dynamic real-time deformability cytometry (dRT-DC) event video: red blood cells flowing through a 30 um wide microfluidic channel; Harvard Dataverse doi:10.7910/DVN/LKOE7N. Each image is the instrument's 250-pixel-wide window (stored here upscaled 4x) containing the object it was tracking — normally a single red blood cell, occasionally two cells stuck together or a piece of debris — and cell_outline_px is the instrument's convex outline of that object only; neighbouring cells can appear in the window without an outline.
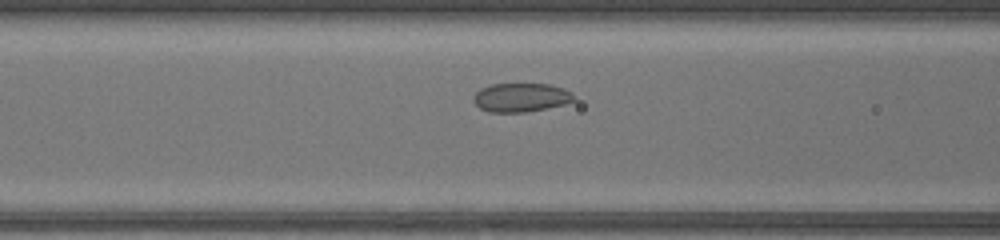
{"species": "common noctule bat (a hibernating species)", "species_latin": "Nyctalus noctula", "temperature_condition": "warm", "stored_images_in_passage": 29, "camera_frame_rate_fps": 3000, "um_per_image_px": 0.085, "animal": {"sex": "female", "body_mass_g": 17.0, "forearm_length_mm": 48.0}, "frame": {"image": 1, "passage_image": 6, "time_ms": 1.667, "image_size_px": [1000, 240], "cell_outline_px": [[576, 100], [564, 104], [524, 112], [488, 112], [480, 108], [472, 100], [472, 96], [480, 88], [492, 84], [548, 84], [564, 88], [572, 92]], "centroid_in_image_um": [44.26, 8.28], "position_along_channel_um": 122.3, "area_um2": 16.88}}
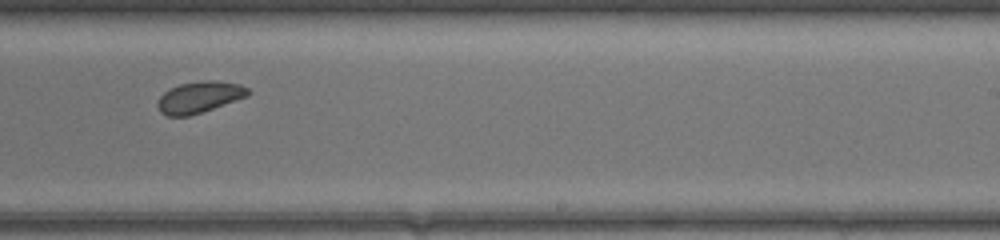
{"frame": {"image": 2, "passage_image": 16, "time_ms": 5.0, "image_size_px": [1000, 240], "cell_outline_px": [[252, 92], [248, 96], [188, 116], [168, 116], [160, 112], [156, 104], [160, 96], [164, 92], [180, 84], [204, 80], [216, 80], [240, 84], [248, 88]], "centroid_in_image_um": [16.95, 8.24], "position_along_channel_um": 272.0, "area_um2": 16.42}}
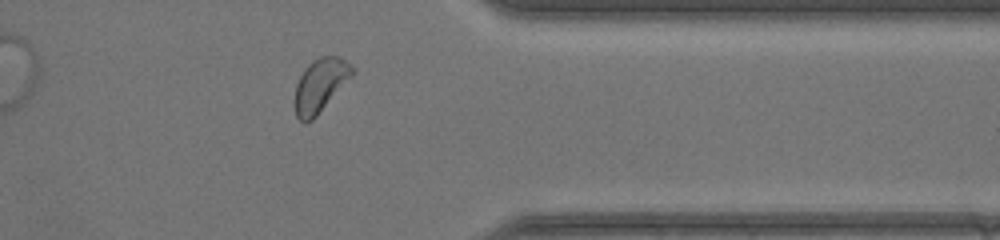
{"frame": {"image": 3, "passage_image": 24, "time_ms": 7.667, "image_size_px": [1000, 240], "cell_outline_px": [[356, 72], [316, 116], [312, 120], [304, 124], [296, 116], [292, 104], [296, 84], [300, 76], [308, 64], [312, 60], [320, 56], [340, 56], [356, 68]], "centroid_in_image_um": [27.21, 7.25], "position_along_channel_um": 384.2, "area_um2": 18.26}}